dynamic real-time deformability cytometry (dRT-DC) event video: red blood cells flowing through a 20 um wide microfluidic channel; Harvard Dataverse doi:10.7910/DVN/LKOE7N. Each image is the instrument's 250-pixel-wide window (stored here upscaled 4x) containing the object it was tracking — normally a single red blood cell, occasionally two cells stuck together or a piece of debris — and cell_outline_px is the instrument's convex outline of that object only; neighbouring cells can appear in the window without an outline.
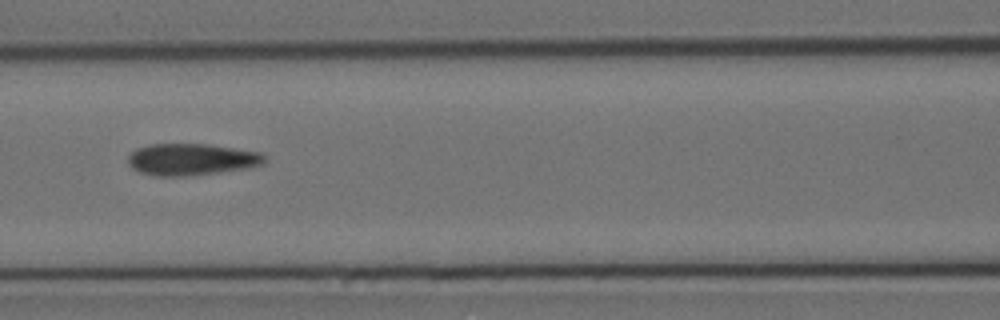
{"species": "Egyptian fruit bat (a non-hibernating species)", "species_latin": "Rousettus aegyptiacus", "temperature_condition": "cold", "stored_images_in_passage": 10, "segment_of_instrument_passage": [1, 2], "camera_frame_rate_fps": 3000, "um_per_image_px": 0.085, "animal": {"sex": "female"}, "frame": {"image": 1, "passage_image": 5, "time_ms": 4.667, "image_size_px": [1000, 320], "cell_outline_px": [[264, 164], [248, 168], [220, 172], [188, 176], [156, 176], [140, 172], [132, 168], [128, 164], [128, 156], [136, 148], [152, 144], [208, 144], [260, 152], [264, 156]], "centroid_in_image_um": [16.26, 13.55], "position_along_channel_um": 150.3, "area_um2": 25.26}}
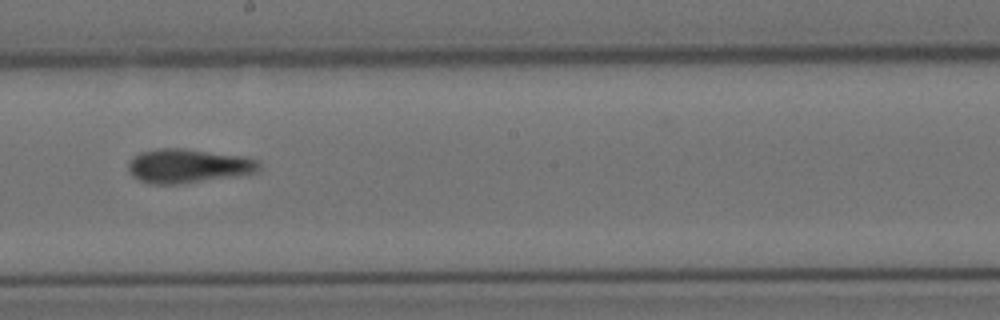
{"frame": {"image": 2, "passage_image": 7, "time_ms": 7.0, "image_size_px": [1000, 320], "cell_outline_px": [[260, 172], [240, 176], [176, 184], [148, 184], [132, 176], [128, 168], [128, 164], [140, 152], [156, 148], [184, 148], [244, 156], [260, 160]], "centroid_in_image_um": [16.05, 14.1], "position_along_channel_um": 232.1, "area_um2": 26.24}}
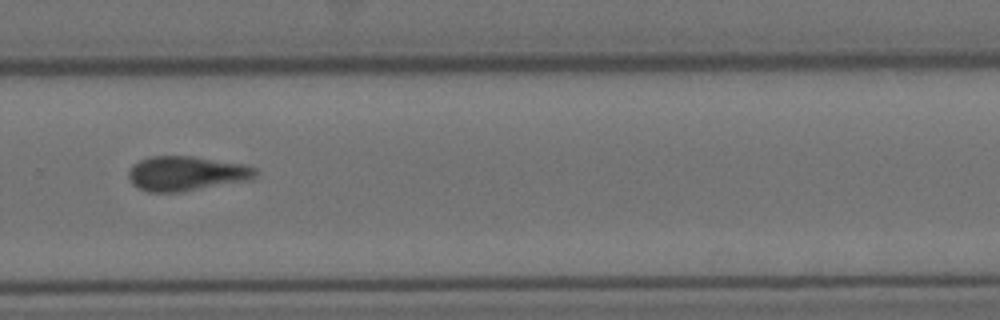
{"frame": {"image": 3, "passage_image": 9, "time_ms": 9.333, "image_size_px": [1000, 320], "cell_outline_px": [[256, 176], [252, 180], [180, 192], [148, 192], [136, 188], [132, 184], [128, 176], [128, 172], [132, 164], [148, 156], [192, 156], [244, 164], [256, 168]], "centroid_in_image_um": [15.82, 14.75], "position_along_channel_um": 314.0, "area_um2": 25.89}}